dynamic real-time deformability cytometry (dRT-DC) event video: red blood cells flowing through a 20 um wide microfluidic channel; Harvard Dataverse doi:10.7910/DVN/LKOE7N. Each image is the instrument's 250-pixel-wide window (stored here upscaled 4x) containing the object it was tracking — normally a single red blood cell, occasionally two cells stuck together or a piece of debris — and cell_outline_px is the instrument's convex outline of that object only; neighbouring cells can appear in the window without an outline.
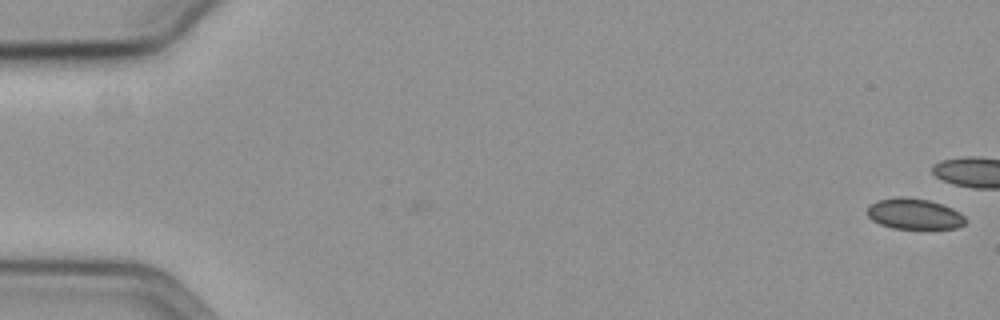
{"species": "common noctule bat (a hibernating species)", "species_latin": "Nyctalus noctula", "temperature_condition": "cold", "stored_images_in_passage": 15, "camera_frame_rate_fps": 3000, "um_per_image_px": 0.085, "animal": {"sex": "female", "body_mass_g": 19.3, "forearm_length_mm": 54.1}, "frame": {"image": 1, "passage_image": 15, "time_ms": 4.667, "image_size_px": [1000, 320], "cell_outline_px": [[968, 220], [964, 224], [956, 228], [892, 228], [880, 224], [872, 220], [868, 216], [868, 204], [876, 200], [896, 196], [904, 196], [928, 200], [952, 208], [960, 212]], "centroid_in_image_um": [77.69, 18.16], "position_along_channel_um": 7.3, "area_um2": 17.69}}